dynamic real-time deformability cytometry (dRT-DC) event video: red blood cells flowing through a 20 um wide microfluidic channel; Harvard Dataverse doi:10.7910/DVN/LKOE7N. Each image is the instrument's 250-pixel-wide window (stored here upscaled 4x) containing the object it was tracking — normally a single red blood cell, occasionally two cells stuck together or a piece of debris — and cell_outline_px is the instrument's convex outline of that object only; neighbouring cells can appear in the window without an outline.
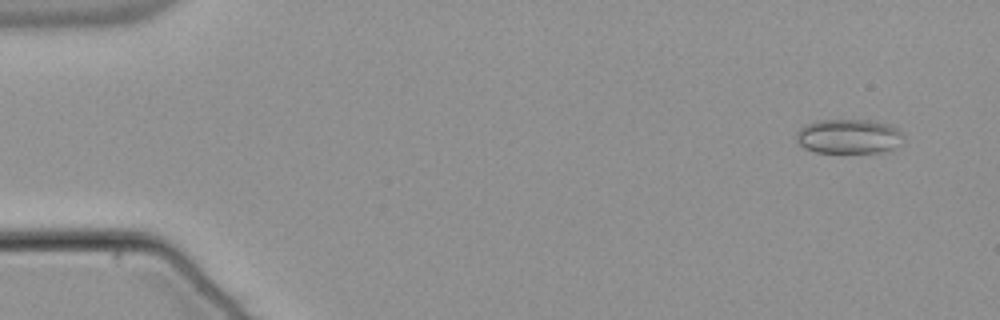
{"species": "common noctule bat (a hibernating species)", "species_latin": "Nyctalus noctula", "temperature_condition": "warm", "stored_images_in_passage": 54, "camera_frame_rate_fps": 3000, "um_per_image_px": 0.085, "animal": {"sex": "male", "body_mass_g": 21.5, "forearm_length_mm": 52.0}, "frame": {"image": 1, "passage_image": 3, "time_ms": 0.667, "image_size_px": [1000, 320], "cell_outline_px": [[904, 136], [892, 148], [884, 152], [816, 152], [804, 148], [796, 140], [796, 132], [804, 124], [820, 120], [876, 120], [892, 124]], "centroid_in_image_um": [72.11, 11.57], "position_along_channel_um": 12.9, "area_um2": 21.56}}
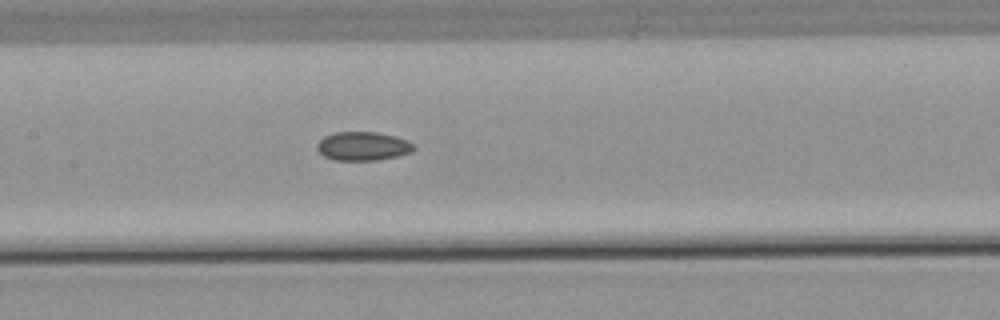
{"frame": {"image": 2, "passage_image": 26, "time_ms": 8.333, "image_size_px": [1000, 320], "cell_outline_px": [[416, 148], [412, 152], [396, 156], [376, 160], [336, 160], [324, 156], [316, 148], [316, 144], [324, 136], [336, 132], [376, 132], [396, 136], [412, 144]], "centroid_in_image_um": [30.83, 12.42], "position_along_channel_um": 176.6, "area_um2": 16.07}}
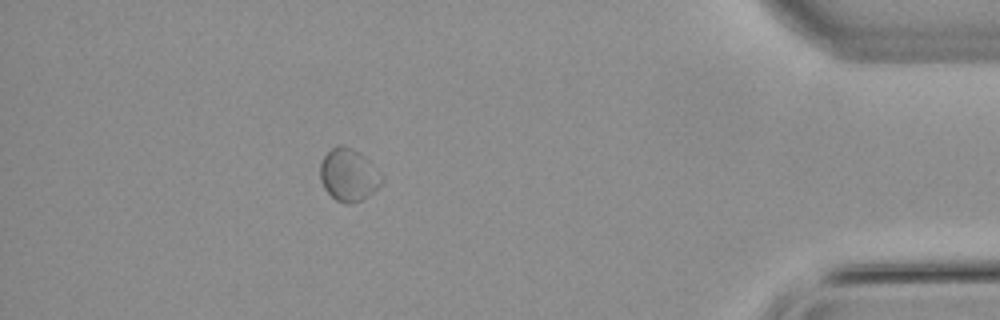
{"frame": {"image": 3, "passage_image": 48, "time_ms": 15.667, "image_size_px": [1000, 320], "cell_outline_px": [[384, 180], [376, 188], [360, 200], [352, 204], [344, 204], [336, 200], [324, 188], [320, 180], [320, 164], [324, 156], [336, 144], [340, 144], [352, 148], [364, 156], [384, 176]], "centroid_in_image_um": [29.62, 14.85], "position_along_channel_um": 405.6, "area_um2": 18.73}, "authors_computed_cell_mechanics": {"area_um2": 17.34, "velocity_mm_per_s": 3.7664, "shape_relaxation_time_tau1_ms": null, "shape_relaxation_time_tau2_ms": 5.0187, "deformation_change_tau1": null, "deformation_change_tau2": 0.0592}}